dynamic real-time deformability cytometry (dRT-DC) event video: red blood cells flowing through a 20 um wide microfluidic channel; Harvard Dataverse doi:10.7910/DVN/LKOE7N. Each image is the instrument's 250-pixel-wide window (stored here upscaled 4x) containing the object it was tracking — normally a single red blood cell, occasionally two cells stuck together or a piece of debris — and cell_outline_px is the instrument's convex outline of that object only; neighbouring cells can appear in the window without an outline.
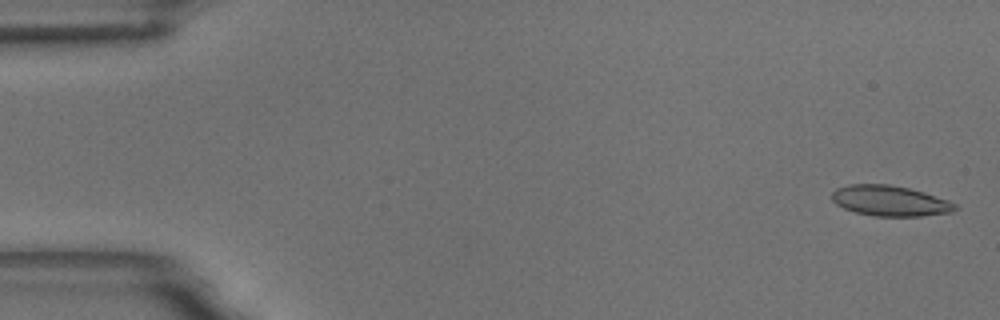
{"species": "common noctule bat (a hibernating species)", "species_latin": "Nyctalus noctula", "temperature_condition": "room temperature", "stored_images_in_passage": 59, "camera_frame_rate_fps": 3000, "um_per_image_px": 0.085, "animal": {"sex": "male", "body_mass_g": 18.8}, "frame": {"image": 1, "passage_image": 2, "time_ms": 0.333, "image_size_px": [1000, 320], "cell_outline_px": [[960, 208], [952, 212], [920, 216], [872, 216], [856, 212], [844, 208], [836, 204], [832, 200], [832, 192], [836, 188], [848, 184], [888, 184], [908, 188], [924, 192], [948, 200], [956, 204]], "centroid_in_image_um": [75.65, 17.07], "position_along_channel_um": 9.3, "area_um2": 21.96}}
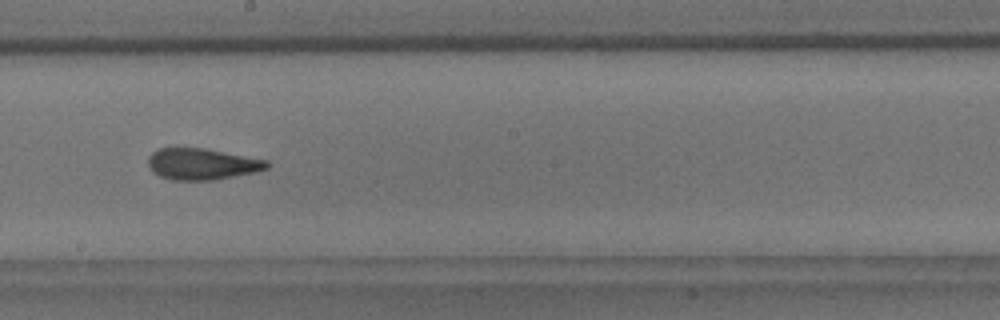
{"frame": {"image": 2, "passage_image": 33, "time_ms": 10.667, "image_size_px": [1000, 320], "cell_outline_px": [[268, 168], [256, 172], [212, 180], [172, 180], [160, 176], [152, 172], [148, 164], [148, 156], [156, 148], [204, 148], [268, 160]], "centroid_in_image_um": [17.14, 13.94], "position_along_channel_um": 231.1, "area_um2": 21.73}}
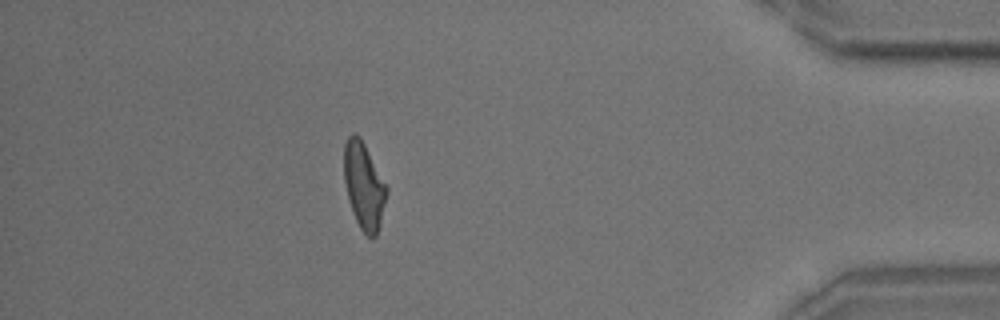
{"frame": {"image": 3, "passage_image": 52, "time_ms": 17.0, "image_size_px": [1000, 320], "cell_outline_px": [[388, 192], [380, 224], [376, 236], [368, 236], [360, 228], [352, 212], [344, 180], [344, 144], [348, 136], [352, 132], [356, 132], [360, 136], [388, 188]], "centroid_in_image_um": [30.93, 15.75], "position_along_channel_um": 404.3, "area_um2": 21.39}, "authors_computed_cell_mechanics": {"area_um2": 21.8484, "velocity_mm_per_s": 3.4495, "shape_relaxation_time_tau1_ms": 6.2176, "shape_relaxation_time_tau2_ms": 1.8042, "deformation_change_tau1": 0.1695, "deformation_change_tau2": 0.0887}}